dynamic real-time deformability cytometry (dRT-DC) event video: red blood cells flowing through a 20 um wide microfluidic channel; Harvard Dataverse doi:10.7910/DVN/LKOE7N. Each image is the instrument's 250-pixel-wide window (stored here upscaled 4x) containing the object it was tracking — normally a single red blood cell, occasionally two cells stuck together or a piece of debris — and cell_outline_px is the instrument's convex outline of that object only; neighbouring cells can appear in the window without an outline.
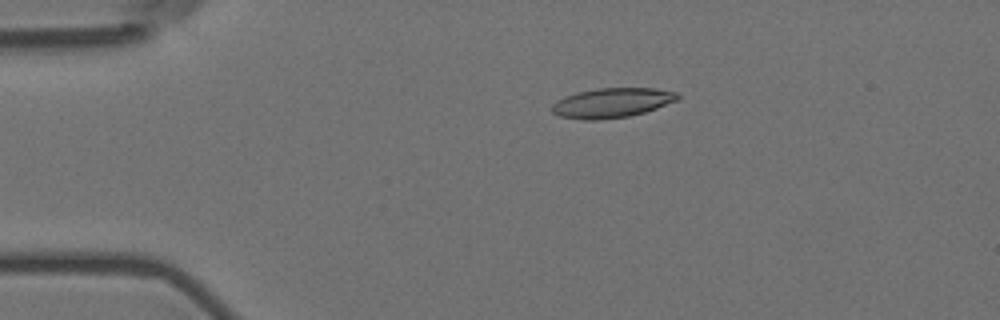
{"species": "Egyptian fruit bat (a non-hibernating species)", "species_latin": "Rousettus aegyptiacus", "temperature_condition": "room temperature", "stored_images_in_passage": 48, "camera_frame_rate_fps": 3000, "um_per_image_px": 0.085, "animal": {"sex": "female"}, "frame": {"image": 1, "passage_image": 3, "time_ms": 0.667, "image_size_px": [1000, 320], "cell_outline_px": [[680, 96], [676, 100], [656, 108], [644, 112], [628, 116], [596, 120], [584, 120], [560, 116], [552, 112], [552, 104], [556, 100], [564, 96], [576, 92], [596, 88], [656, 88], [676, 92]], "centroid_in_image_um": [51.97, 8.73], "position_along_channel_um": 33.0, "area_um2": 21.68}}
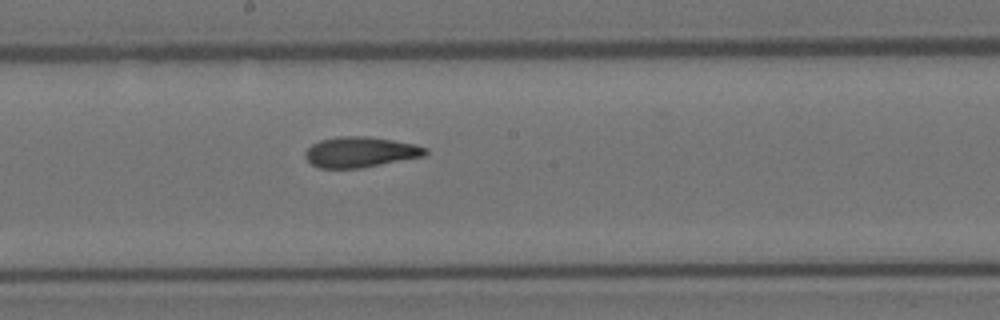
{"frame": {"image": 2, "passage_image": 22, "time_ms": 7.0, "image_size_px": [1000, 320], "cell_outline_px": [[428, 152], [424, 156], [360, 168], [320, 168], [312, 164], [304, 156], [304, 152], [312, 144], [320, 140], [336, 136], [368, 136], [416, 144], [428, 148]], "centroid_in_image_um": [30.63, 12.91], "position_along_channel_um": 217.6, "area_um2": 21.39}}
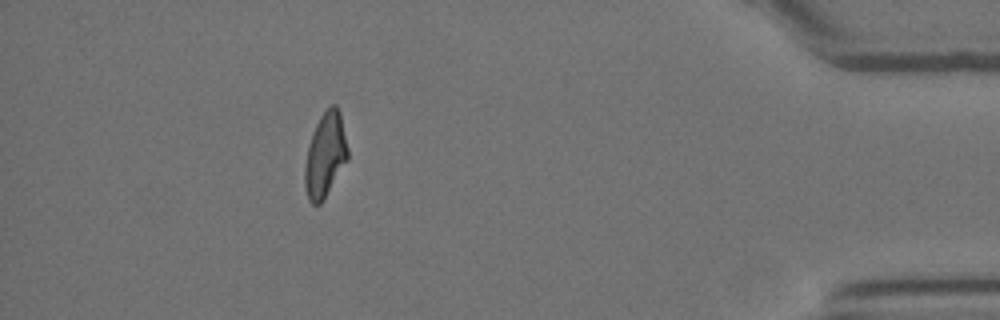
{"frame": {"image": 3, "passage_image": 42, "time_ms": 13.667, "image_size_px": [1000, 320], "cell_outline_px": [[348, 160], [324, 200], [320, 204], [312, 204], [308, 200], [304, 184], [304, 168], [308, 148], [312, 132], [320, 116], [332, 104], [336, 104], [340, 112], [348, 148]], "centroid_in_image_um": [27.65, 13.2], "position_along_channel_um": 407.6, "area_um2": 21.27}, "authors_computed_cell_mechanics": {"area_um2": 21.386, "velocity_mm_per_s": 3.6335, "shape_relaxation_time_tau1_ms": null, "shape_relaxation_time_tau2_ms": 2.9374, "deformation_change_tau1": null, "deformation_change_tau2": 0.1092}}